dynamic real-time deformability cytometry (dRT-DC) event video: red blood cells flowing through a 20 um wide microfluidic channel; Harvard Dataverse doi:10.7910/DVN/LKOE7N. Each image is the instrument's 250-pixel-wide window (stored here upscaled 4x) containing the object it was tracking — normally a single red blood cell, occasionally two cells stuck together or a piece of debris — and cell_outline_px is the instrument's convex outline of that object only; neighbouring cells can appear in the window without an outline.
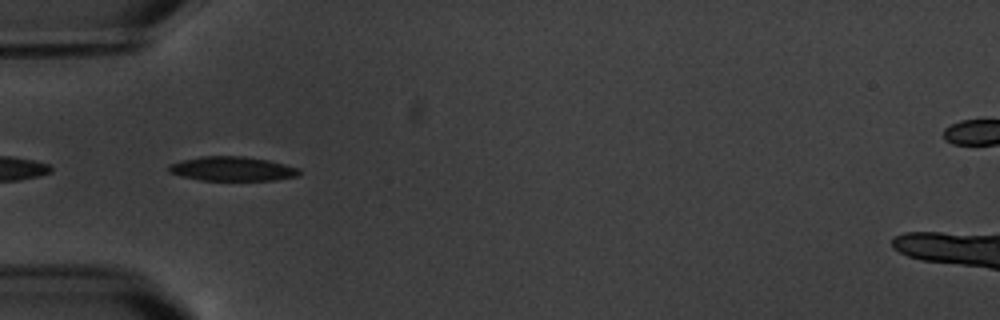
{"species": "common noctule bat (a hibernating species)", "species_latin": "Nyctalus noctula", "temperature_condition": "warm", "stored_images_in_passage": 7, "segment_of_instrument_passage": [2, 2], "camera_frame_rate_fps": 3000, "um_per_image_px": 0.085, "animal": {"sex": "male", "body_mass_g": 20.1, "forearm_length_mm": 53.5}, "frame": {"image": 1, "passage_image": 6, "time_ms": 6.0, "image_size_px": [1000, 320], "cell_outline_px": [[300, 176], [276, 180], [200, 180], [180, 176], [168, 172], [168, 164], [180, 160], [200, 156], [244, 156], [268, 160], [300, 168]], "centroid_in_image_um": [19.73, 14.34], "position_along_channel_um": 65.3, "area_um2": 18.73}}